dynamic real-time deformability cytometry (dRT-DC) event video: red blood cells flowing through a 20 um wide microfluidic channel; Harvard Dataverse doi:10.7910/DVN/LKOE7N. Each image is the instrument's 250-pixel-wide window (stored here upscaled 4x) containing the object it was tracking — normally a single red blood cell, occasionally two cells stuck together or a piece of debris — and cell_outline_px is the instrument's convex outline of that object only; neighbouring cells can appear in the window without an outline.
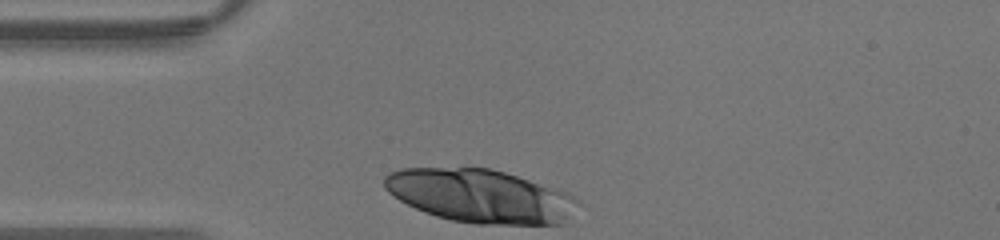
{"species": "human", "species_latin": "Homo sapiens", "temperature_condition": "warm", "stored_images_in_passage": 23, "camera_frame_rate_fps": 3000, "um_per_image_px": 0.085, "donor": {"sex": "male"}, "frame": {"image": 1, "passage_image": 1, "time_ms": 0.0, "image_size_px": [1000, 240], "cell_outline_px": [[580, 204], [568, 224], [476, 224], [452, 220], [436, 216], [424, 212], [400, 200], [388, 192], [384, 188], [384, 176], [388, 172], [400, 168], [488, 168], [504, 172], [560, 188], [576, 196], [580, 200]], "centroid_in_image_um": [40.92, 16.67], "position_along_channel_um": 44.1, "area_um2": 60.92}}
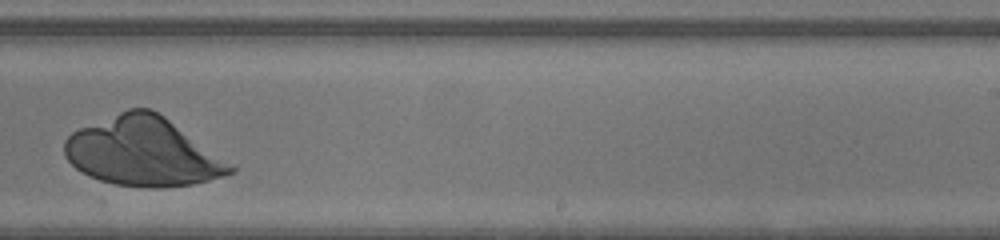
{"frame": {"image": 2, "passage_image": 17, "time_ms": 5.333, "image_size_px": [1000, 240], "cell_outline_px": [[236, 172], [224, 176], [192, 184], [160, 188], [148, 188], [116, 184], [100, 180], [88, 176], [80, 172], [64, 156], [64, 140], [72, 132], [80, 128], [128, 108], [148, 108], [164, 116], [236, 168]], "centroid_in_image_um": [12.11, 12.91], "position_along_channel_um": 276.9, "area_um2": 65.78}}
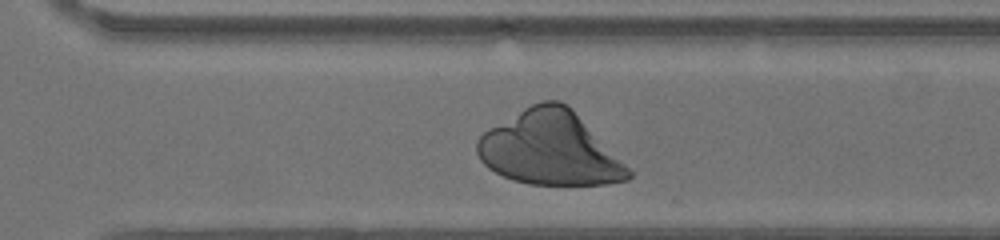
{"frame": {"image": 3, "passage_image": 20, "time_ms": 6.333, "image_size_px": [1000, 240], "cell_outline_px": [[632, 176], [628, 180], [608, 184], [532, 184], [512, 180], [488, 168], [480, 160], [476, 152], [476, 140], [488, 128], [524, 108], [532, 104], [544, 100], [560, 100], [568, 104], [632, 172]], "centroid_in_image_um": [46.7, 12.61], "position_along_channel_um": 323.9, "area_um2": 64.39}}